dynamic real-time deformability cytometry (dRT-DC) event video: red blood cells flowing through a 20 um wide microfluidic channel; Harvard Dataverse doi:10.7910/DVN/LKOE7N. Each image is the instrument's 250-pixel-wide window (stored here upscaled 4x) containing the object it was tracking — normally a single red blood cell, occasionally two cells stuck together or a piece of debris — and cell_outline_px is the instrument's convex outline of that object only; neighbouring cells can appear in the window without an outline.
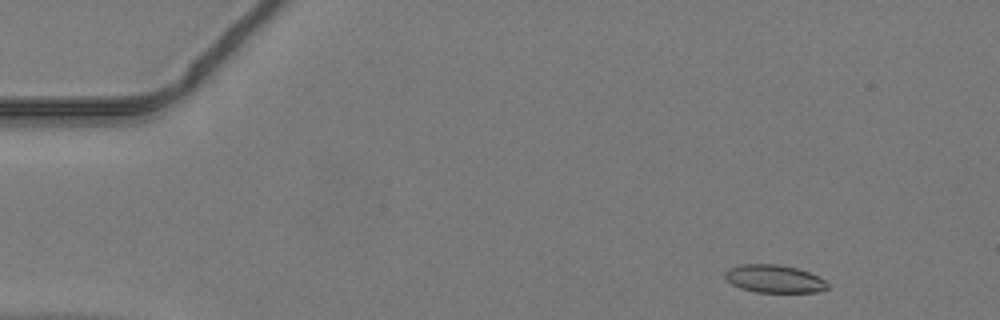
{"species": "common noctule bat (a hibernating species)", "species_latin": "Nyctalus noctula", "temperature_condition": "warm", "stored_images_in_passage": 45, "camera_frame_rate_fps": 3000, "um_per_image_px": 0.085, "animal": {"sex": "male", "body_mass_g": 19.2, "forearm_length_mm": 51.8}, "frame": {"image": 1, "passage_image": 2, "time_ms": 0.333, "image_size_px": [1000, 320], "cell_outline_px": [[828, 288], [816, 292], [756, 292], [740, 288], [732, 284], [724, 276], [724, 272], [728, 268], [740, 264], [776, 264], [796, 268], [808, 272], [824, 280], [828, 284]], "centroid_in_image_um": [65.77, 23.69], "position_along_channel_um": 19.2, "area_um2": 16.53}}
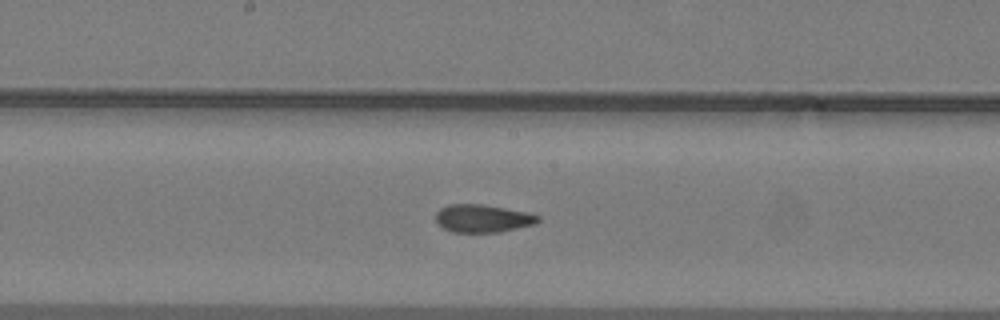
{"frame": {"image": 2, "passage_image": 22, "time_ms": 7.0, "image_size_px": [1000, 320], "cell_outline_px": [[540, 220], [536, 224], [500, 232], [452, 232], [444, 228], [436, 220], [436, 212], [440, 208], [448, 204], [484, 204], [528, 212], [540, 216]], "centroid_in_image_um": [41.06, 18.56], "position_along_channel_um": 207.1, "area_um2": 16.7}}
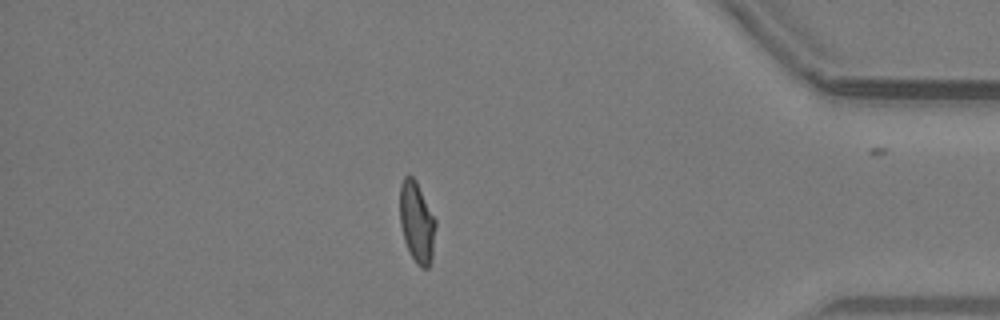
{"frame": {"image": 3, "passage_image": 38, "time_ms": 12.333, "image_size_px": [1000, 320], "cell_outline_px": [[436, 224], [432, 260], [428, 268], [420, 268], [416, 264], [404, 240], [400, 224], [400, 184], [404, 176], [412, 176], [416, 180], [436, 220]], "centroid_in_image_um": [35.43, 18.9], "position_along_channel_um": 399.8, "area_um2": 16.94}}